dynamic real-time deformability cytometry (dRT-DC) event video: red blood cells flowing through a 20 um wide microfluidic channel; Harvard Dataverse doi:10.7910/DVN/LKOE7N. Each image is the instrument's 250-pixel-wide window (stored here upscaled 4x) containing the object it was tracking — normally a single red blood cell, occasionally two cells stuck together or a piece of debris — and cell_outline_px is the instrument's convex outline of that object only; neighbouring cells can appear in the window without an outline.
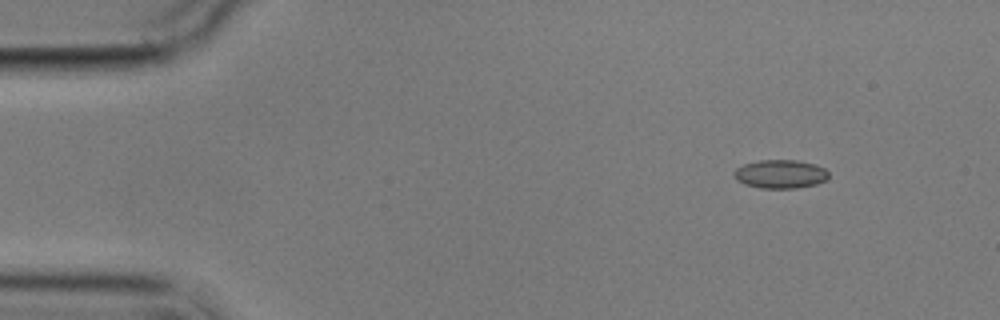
{"species": "common noctule bat (a hibernating species)", "species_latin": "Nyctalus noctula", "temperature_condition": "cold", "stored_images_in_passage": 4, "camera_frame_rate_fps": 3000, "um_per_image_px": 0.085, "animal": {"sex": "male", "body_mass_g": 17.9}, "frame": {"image": 1, "passage_image": 2, "time_ms": 1.333, "image_size_px": [1000, 320], "cell_outline_px": [[828, 180], [816, 184], [796, 188], [760, 188], [744, 184], [736, 180], [732, 172], [736, 168], [744, 164], [760, 160], [796, 160], [816, 164], [824, 168], [828, 172]], "centroid_in_image_um": [66.33, 14.79], "position_along_channel_um": 18.7, "area_um2": 15.9}}